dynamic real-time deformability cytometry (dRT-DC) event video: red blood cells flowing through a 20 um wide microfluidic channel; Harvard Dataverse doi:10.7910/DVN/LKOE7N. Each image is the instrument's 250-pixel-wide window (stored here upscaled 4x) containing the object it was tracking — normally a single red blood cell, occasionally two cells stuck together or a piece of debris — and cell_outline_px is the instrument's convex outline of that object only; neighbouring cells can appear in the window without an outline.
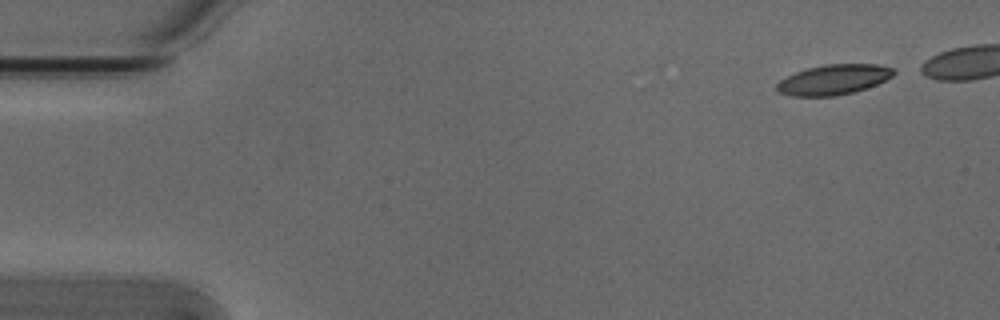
{"species": "Egyptian fruit bat (a non-hibernating species)", "species_latin": "Rousettus aegyptiacus", "temperature_condition": "cold", "stored_images_in_passage": 6, "camera_frame_rate_fps": 3000, "um_per_image_px": 0.085, "animal": {"sex": "male"}, "frame": {"image": 1, "passage_image": 1, "time_ms": 0.0, "image_size_px": [1000, 320], "cell_outline_px": [[896, 72], [892, 76], [876, 84], [852, 92], [836, 96], [792, 96], [776, 92], [776, 84], [780, 80], [796, 72], [808, 68], [824, 64], [876, 64], [892, 68]], "centroid_in_image_um": [70.81, 6.77], "position_along_channel_um": 14.2, "area_um2": 20.35}}